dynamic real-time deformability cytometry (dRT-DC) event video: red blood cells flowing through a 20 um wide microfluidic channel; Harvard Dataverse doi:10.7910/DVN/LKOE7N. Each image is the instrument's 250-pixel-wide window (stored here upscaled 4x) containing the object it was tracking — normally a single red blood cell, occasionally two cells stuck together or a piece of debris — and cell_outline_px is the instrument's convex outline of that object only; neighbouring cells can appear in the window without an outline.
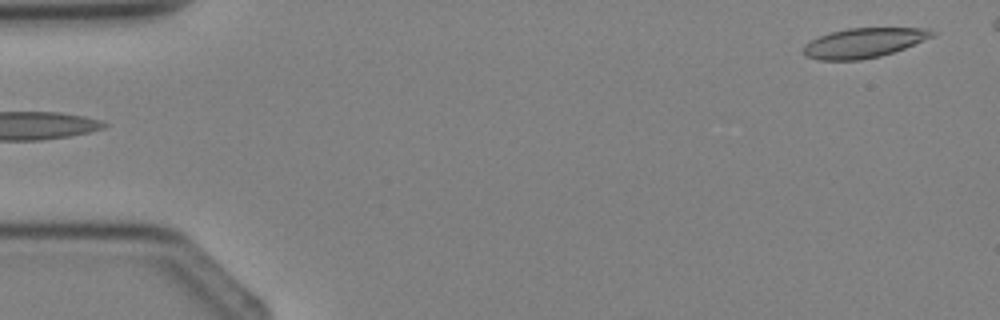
{"species": "Egyptian fruit bat (a non-hibernating species)", "species_latin": "Rousettus aegyptiacus", "temperature_condition": "cold", "stored_images_in_passage": 3, "camera_frame_rate_fps": 3000, "um_per_image_px": 0.085, "animal": {"sex": "female"}, "frame": {"image": 1, "passage_image": 3, "time_ms": 2.333, "image_size_px": [1000, 320], "cell_outline_px": [[936, 36], [904, 48], [880, 56], [860, 60], [816, 60], [804, 56], [804, 44], [820, 36], [832, 32], [848, 28], [928, 28], [936, 32]], "centroid_in_image_um": [73.44, 3.64], "position_along_channel_um": 11.6, "area_um2": 22.25}}